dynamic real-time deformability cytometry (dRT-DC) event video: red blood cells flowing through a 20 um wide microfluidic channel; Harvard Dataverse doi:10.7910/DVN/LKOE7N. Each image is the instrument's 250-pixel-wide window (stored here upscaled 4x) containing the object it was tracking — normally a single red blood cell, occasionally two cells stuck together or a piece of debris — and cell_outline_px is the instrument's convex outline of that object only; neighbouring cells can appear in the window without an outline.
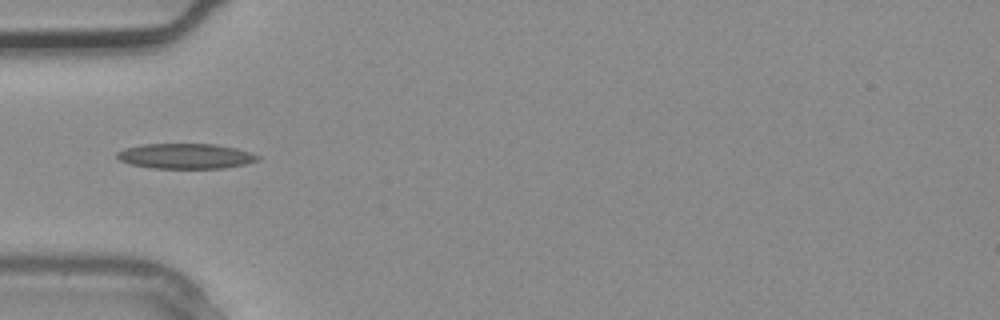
{"species": "common noctule bat (a hibernating species)", "species_latin": "Nyctalus noctula", "temperature_condition": "warm", "stored_images_in_passage": 1, "camera_frame_rate_fps": 3000, "um_per_image_px": 0.085, "animal": {"sex": "male", "body_mass_g": 20.4}, "frame": {"image": 1, "passage_image": 1, "time_ms": 0.0, "image_size_px": [1000, 320], "cell_outline_px": [[260, 160], [244, 164], [224, 168], [152, 168], [132, 164], [120, 160], [116, 156], [116, 152], [124, 148], [144, 144], [216, 144], [236, 148], [252, 152], [260, 156]], "centroid_in_image_um": [15.8, 13.26], "position_along_channel_um": 69.2, "area_um2": 20.69}}